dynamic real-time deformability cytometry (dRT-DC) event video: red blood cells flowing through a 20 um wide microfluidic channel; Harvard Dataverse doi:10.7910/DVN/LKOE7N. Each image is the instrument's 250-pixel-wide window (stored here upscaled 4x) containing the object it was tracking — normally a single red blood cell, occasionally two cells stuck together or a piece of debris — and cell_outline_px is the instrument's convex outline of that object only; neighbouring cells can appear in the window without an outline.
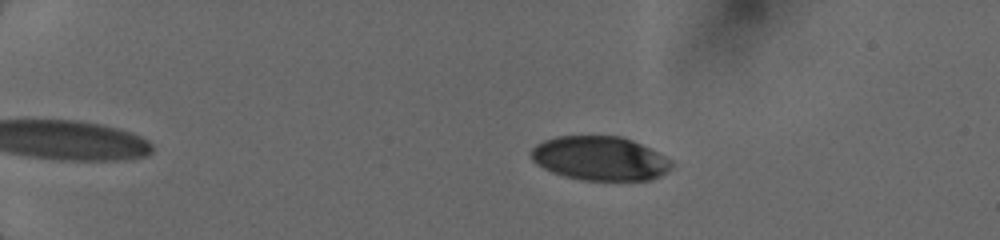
{"species": "human", "species_latin": "Homo sapiens", "temperature_condition": "cold", "stored_images_in_passage": 17, "camera_frame_rate_fps": 3000, "um_per_image_px": 0.085, "donor": {"sex": "female"}, "frame": {"image": 1, "passage_image": 3, "time_ms": 1.0, "image_size_px": [1000, 240], "cell_outline_px": [[672, 168], [660, 176], [652, 180], [580, 180], [564, 176], [552, 172], [536, 164], [532, 160], [528, 152], [536, 144], [544, 140], [556, 136], [620, 136], [632, 140], [672, 160]], "centroid_in_image_um": [50.96, 13.47], "position_along_channel_um": 34.0, "area_um2": 36.18}}
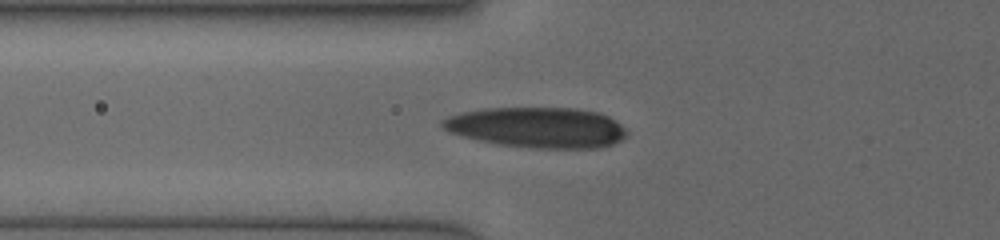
{"frame": {"image": 2, "passage_image": 11, "time_ms": 4.333, "image_size_px": [1000, 240], "cell_outline_px": [[628, 136], [624, 140], [600, 148], [528, 148], [496, 144], [476, 140], [460, 136], [448, 132], [440, 128], [440, 120], [448, 116], [464, 112], [484, 108], [576, 108], [600, 112], [608, 116], [620, 124], [628, 132]], "centroid_in_image_um": [45.64, 10.84], "position_along_channel_um": 80.2, "area_um2": 44.16}}
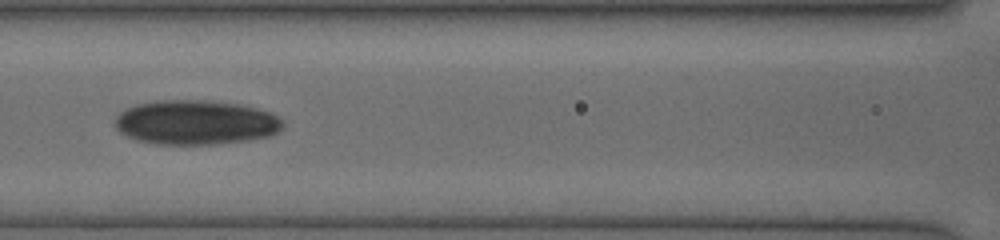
{"frame": {"image": 3, "passage_image": 15, "time_ms": 6.0, "image_size_px": [1000, 240], "cell_outline_px": [[284, 128], [280, 132], [272, 136], [248, 140], [216, 144], [156, 144], [140, 140], [128, 136], [120, 132], [112, 124], [116, 116], [120, 112], [136, 104], [156, 100], [204, 100], [240, 104], [272, 112], [284, 120]], "centroid_in_image_um": [16.69, 10.4], "position_along_channel_um": 149.9, "area_um2": 43.99}}